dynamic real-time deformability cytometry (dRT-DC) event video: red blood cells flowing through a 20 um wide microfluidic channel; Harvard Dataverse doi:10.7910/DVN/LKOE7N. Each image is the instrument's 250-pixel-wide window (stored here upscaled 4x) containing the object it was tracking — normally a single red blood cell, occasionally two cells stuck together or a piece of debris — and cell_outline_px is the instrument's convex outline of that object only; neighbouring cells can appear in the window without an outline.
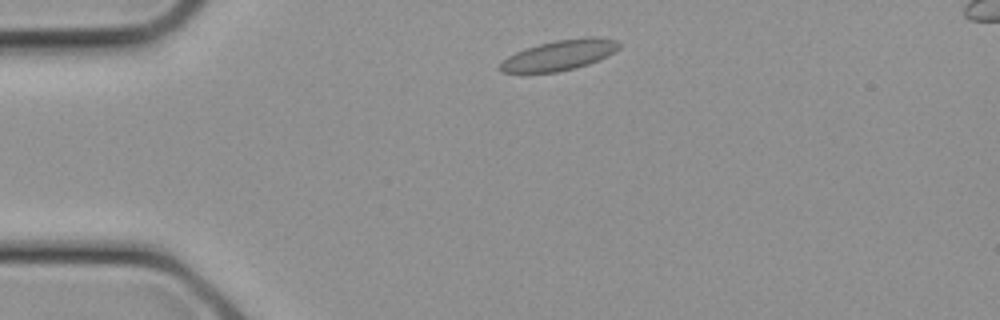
{"species": "common noctule bat (a hibernating species)", "species_latin": "Nyctalus noctula", "temperature_condition": "cold", "stored_images_in_passage": 6, "camera_frame_rate_fps": 3000, "um_per_image_px": 0.085, "animal": {"sex": "female", "body_mass_g": 21.9}, "frame": {"image": 1, "passage_image": 2, "time_ms": 0.333, "image_size_px": [1000, 320], "cell_outline_px": [[620, 48], [608, 56], [588, 64], [576, 68], [556, 72], [500, 72], [500, 64], [508, 56], [516, 52], [540, 44], [556, 40], [588, 36], [596, 36], [616, 40], [620, 44]], "centroid_in_image_um": [47.61, 4.68], "position_along_channel_um": 37.4, "area_um2": 20.81}}
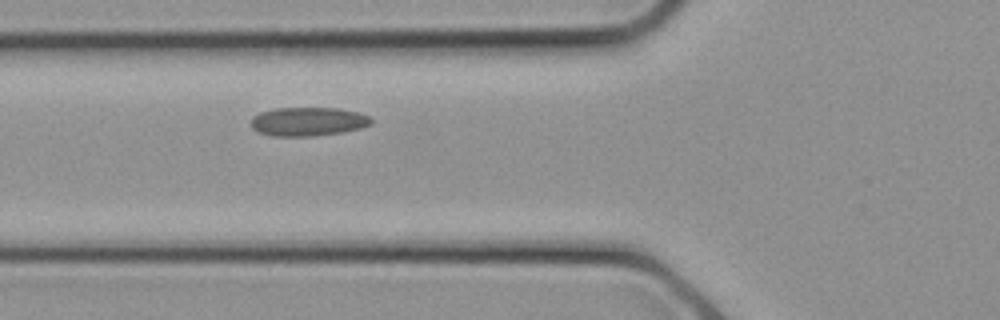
{"frame": {"image": 2, "passage_image": 6, "time_ms": 1.667, "image_size_px": [1000, 320], "cell_outline_px": [[372, 124], [360, 128], [340, 132], [312, 136], [272, 136], [256, 132], [252, 128], [252, 116], [260, 112], [276, 108], [340, 108], [360, 112], [372, 116]], "centroid_in_image_um": [26.2, 10.32], "position_along_channel_um": 99.6, "area_um2": 20.35}}